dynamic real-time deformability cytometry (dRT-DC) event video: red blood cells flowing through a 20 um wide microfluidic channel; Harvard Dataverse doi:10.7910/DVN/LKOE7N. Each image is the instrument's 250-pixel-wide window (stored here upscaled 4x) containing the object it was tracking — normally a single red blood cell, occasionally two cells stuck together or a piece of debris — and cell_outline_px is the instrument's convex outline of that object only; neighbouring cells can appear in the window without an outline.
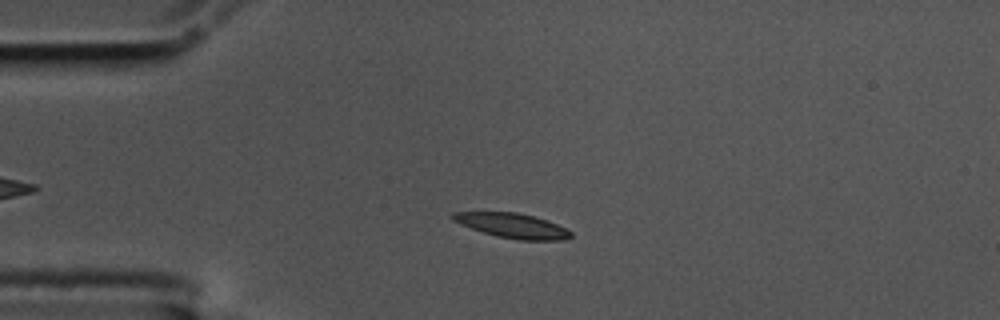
{"species": "common noctule bat (a hibernating species)", "species_latin": "Nyctalus noctula", "temperature_condition": "cold", "stored_images_in_passage": 40, "camera_frame_rate_fps": 3000, "um_per_image_px": 0.085, "animal": {"sex": "male", "body_mass_g": 17.5, "forearm_length_mm": 52.3}, "frame": {"image": 1, "passage_image": 6, "time_ms": 1.667, "image_size_px": [1000, 320], "cell_outline_px": [[572, 236], [564, 240], [520, 240], [496, 236], [460, 224], [452, 220], [448, 216], [452, 212], [516, 212], [536, 216], [568, 228], [572, 232]], "centroid_in_image_um": [43.57, 19.17], "position_along_channel_um": 41.4, "area_um2": 17.17}}
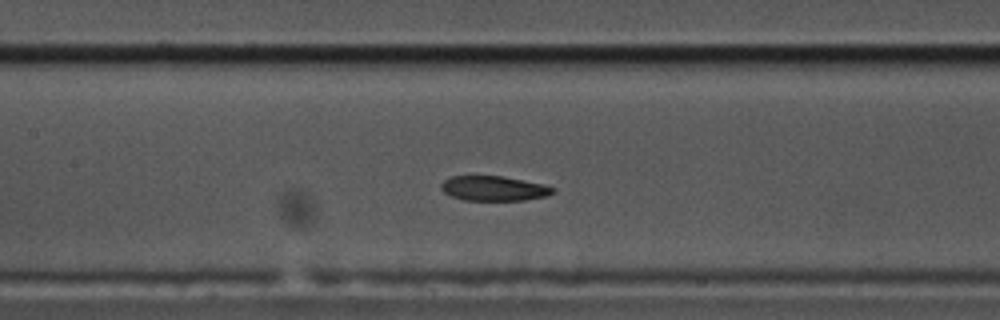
{"frame": {"image": 2, "passage_image": 19, "time_ms": 6.0, "image_size_px": [1000, 320], "cell_outline_px": [[556, 192], [548, 196], [524, 200], [464, 200], [452, 196], [444, 192], [440, 188], [440, 184], [444, 180], [452, 176], [504, 176], [544, 184], [556, 188]], "centroid_in_image_um": [42.02, 16.01], "position_along_channel_um": 165.4, "area_um2": 16.3}}
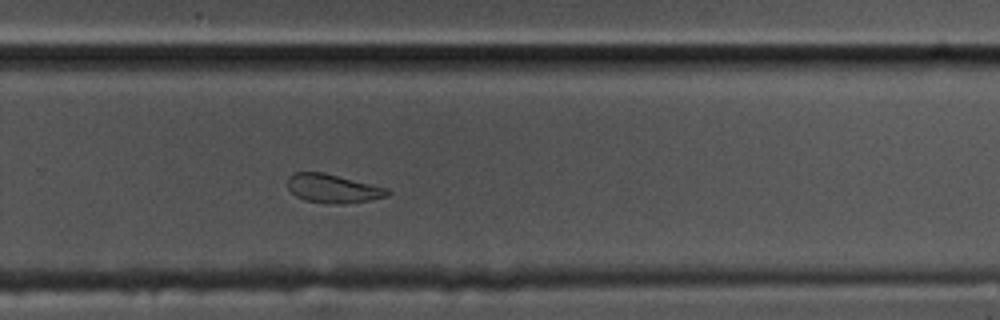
{"frame": {"image": 3, "passage_image": 31, "time_ms": 10.0, "image_size_px": [1000, 320], "cell_outline_px": [[392, 192], [388, 196], [368, 200], [344, 204], [328, 204], [304, 200], [296, 196], [288, 188], [288, 176], [292, 172], [324, 172], [388, 188]], "centroid_in_image_um": [28.3, 16.02], "position_along_channel_um": 301.5, "area_um2": 16.88}, "authors_computed_cell_mechanics": {"area_um2": 17.2822, "velocity_mm_per_s": 3.4088, "shape_relaxation_time_tau1_ms": 7.8466, "shape_relaxation_time_tau2_ms": 3.0999, "deformation_change_tau1": 0.1689, "deformation_change_tau2": 0.0938}}